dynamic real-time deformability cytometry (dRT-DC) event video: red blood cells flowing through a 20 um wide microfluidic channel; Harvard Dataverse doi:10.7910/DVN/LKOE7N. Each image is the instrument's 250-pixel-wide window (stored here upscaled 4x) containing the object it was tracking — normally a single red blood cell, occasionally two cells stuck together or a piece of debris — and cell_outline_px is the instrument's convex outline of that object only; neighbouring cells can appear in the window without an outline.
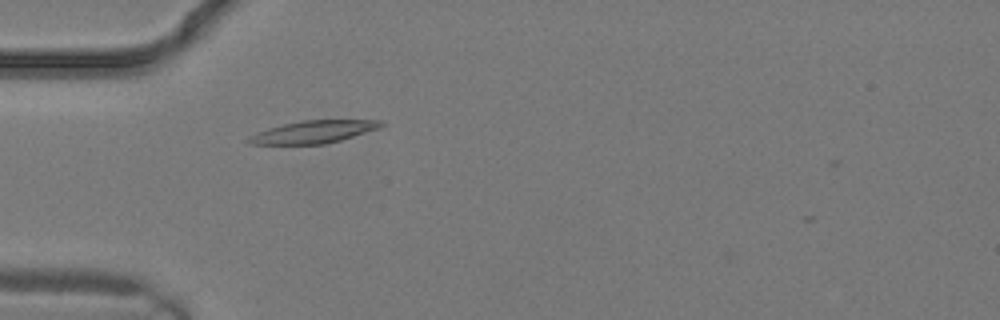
{"species": "common noctule bat (a hibernating species)", "species_latin": "Nyctalus noctula", "temperature_condition": "warm", "stored_images_in_passage": 7, "camera_frame_rate_fps": 3000, "um_per_image_px": 0.085, "animal": {"sex": "male", "body_mass_g": 19.2, "forearm_length_mm": 51.8}, "frame": {"image": 1, "passage_image": 2, "time_ms": 0.333, "image_size_px": [1000, 320], "cell_outline_px": [[388, 124], [380, 128], [340, 140], [324, 144], [248, 144], [244, 140], [248, 136], [256, 132], [268, 128], [300, 120], [380, 120]], "centroid_in_image_um": [26.63, 11.2], "position_along_channel_um": 58.4, "area_um2": 17.51}}
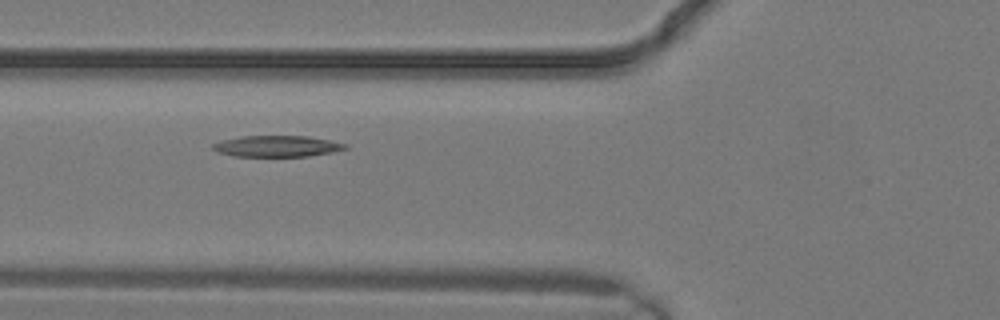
{"frame": {"image": 2, "passage_image": 4, "time_ms": 1.0, "image_size_px": [1000, 320], "cell_outline_px": [[348, 148], [332, 152], [308, 156], [232, 156], [216, 152], [212, 148], [212, 144], [224, 140], [240, 136], [308, 136], [348, 144]], "centroid_in_image_um": [23.53, 12.43], "position_along_channel_um": 102.3, "area_um2": 16.3}}
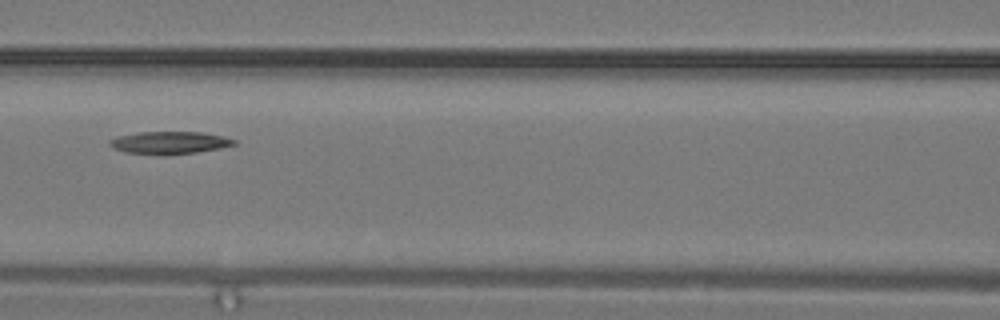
{"frame": {"image": 3, "passage_image": 6, "time_ms": 1.667, "image_size_px": [1000, 320], "cell_outline_px": [[236, 144], [220, 148], [196, 152], [164, 156], [160, 156], [124, 152], [112, 148], [108, 144], [108, 140], [120, 136], [140, 132], [200, 132], [224, 136], [236, 140]], "centroid_in_image_um": [14.38, 12.15], "position_along_channel_um": 152.2, "area_um2": 16.53}}